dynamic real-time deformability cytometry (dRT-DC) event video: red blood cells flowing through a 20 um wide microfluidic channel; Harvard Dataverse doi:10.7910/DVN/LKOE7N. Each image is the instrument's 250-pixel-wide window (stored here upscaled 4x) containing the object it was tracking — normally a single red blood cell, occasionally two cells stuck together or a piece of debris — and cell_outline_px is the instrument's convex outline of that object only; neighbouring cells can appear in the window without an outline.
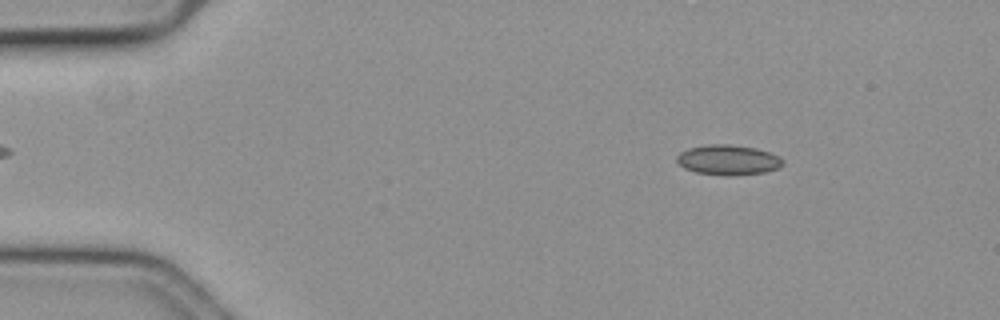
{"species": "common noctule bat (a hibernating species)", "species_latin": "Nyctalus noctula", "temperature_condition": "cold", "stored_images_in_passage": 20, "camera_frame_rate_fps": 3000, "um_per_image_px": 0.085, "animal": {"sex": "female", "body_mass_g": 19.3, "forearm_length_mm": 54.1}, "frame": {"image": 1, "passage_image": 7, "time_ms": 2.0, "image_size_px": [1000, 320], "cell_outline_px": [[784, 164], [776, 168], [764, 172], [696, 172], [684, 168], [676, 160], [676, 156], [680, 152], [688, 148], [708, 144], [728, 144], [756, 148], [780, 156]], "centroid_in_image_um": [61.86, 13.52], "position_along_channel_um": 23.1, "area_um2": 17.51}}
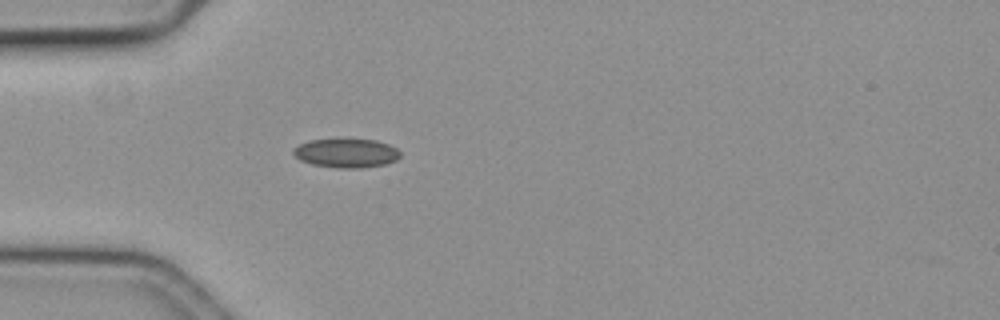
{"frame": {"image": 2, "passage_image": 16, "time_ms": 5.0, "image_size_px": [1000, 320], "cell_outline_px": [[400, 156], [396, 160], [384, 164], [360, 168], [336, 168], [312, 164], [300, 160], [292, 152], [292, 148], [308, 140], [336, 136], [376, 140], [388, 144], [396, 148], [400, 152]], "centroid_in_image_um": [29.39, 12.96], "position_along_channel_um": 55.6, "area_um2": 18.84}}